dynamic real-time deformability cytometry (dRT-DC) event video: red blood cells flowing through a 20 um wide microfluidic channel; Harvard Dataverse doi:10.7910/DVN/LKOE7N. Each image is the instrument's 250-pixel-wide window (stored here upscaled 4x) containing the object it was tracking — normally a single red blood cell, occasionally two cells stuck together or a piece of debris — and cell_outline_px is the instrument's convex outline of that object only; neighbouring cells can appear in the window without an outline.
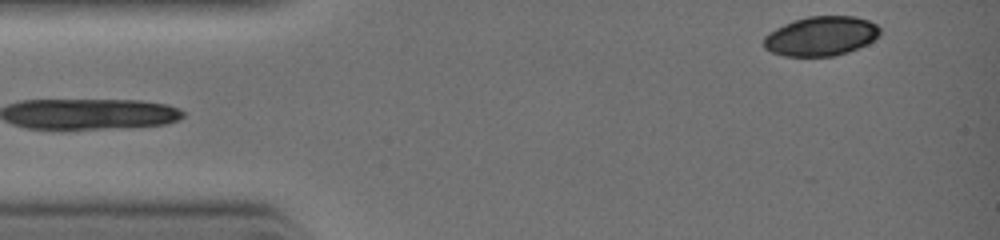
{"species": "common noctule bat (a hibernating species)", "species_latin": "Nyctalus noctula", "temperature_condition": "warm", "stored_images_in_passage": 10, "segment_of_instrument_passage": [2, 2], "camera_frame_rate_fps": 3000, "um_per_image_px": 0.085, "animal": {"sex": "female", "body_mass_g": 19.0, "forearm_length_mm": 51.5}, "frame": {"image": 1, "passage_image": 10, "time_ms": 3.0, "image_size_px": [1000, 240], "cell_outline_px": [[880, 36], [868, 44], [860, 48], [848, 52], [832, 56], [784, 56], [772, 52], [764, 48], [764, 36], [776, 28], [792, 20], [808, 16], [852, 16], [868, 20], [876, 24], [880, 28]], "centroid_in_image_um": [69.81, 3.07], "position_along_channel_um": 15.2, "area_um2": 26.88}}